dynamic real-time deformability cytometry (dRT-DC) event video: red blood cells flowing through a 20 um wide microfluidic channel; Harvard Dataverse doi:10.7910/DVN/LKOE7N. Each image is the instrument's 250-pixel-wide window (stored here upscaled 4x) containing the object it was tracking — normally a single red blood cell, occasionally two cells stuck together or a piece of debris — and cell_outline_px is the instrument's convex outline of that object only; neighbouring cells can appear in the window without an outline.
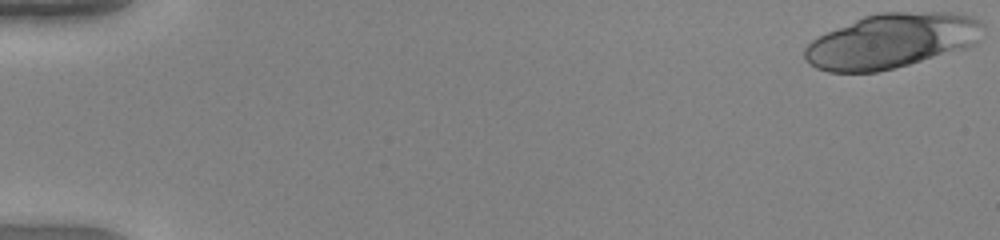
{"species": "human", "species_latin": "Homo sapiens", "temperature_condition": "warm", "stored_images_in_passage": 49, "camera_frame_rate_fps": 3000, "um_per_image_px": 0.085, "donor": {"sex": "female"}, "frame": {"image": 1, "passage_image": 1, "time_ms": 0.0, "image_size_px": [1000, 240], "cell_outline_px": [[984, 28], [976, 44], [964, 48], [908, 64], [876, 72], [828, 72], [816, 68], [808, 64], [804, 60], [804, 48], [812, 40], [828, 32], [864, 16], [880, 12], [952, 12], [972, 16], [980, 20], [984, 24]], "centroid_in_image_um": [75.79, 3.47], "position_along_channel_um": 9.2, "area_um2": 56.59}}
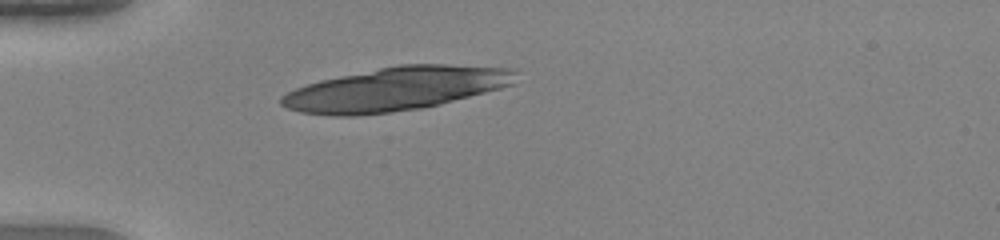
{"frame": {"image": 2, "passage_image": 15, "time_ms": 4.667, "image_size_px": [1000, 240], "cell_outline_px": [[516, 84], [440, 104], [420, 108], [392, 112], [356, 116], [332, 116], [300, 112], [288, 108], [280, 104], [280, 96], [296, 88], [320, 80], [400, 64], [448, 64], [512, 68], [516, 72]], "centroid_in_image_um": [33.66, 7.56], "position_along_channel_um": 51.3, "area_um2": 59.42}}